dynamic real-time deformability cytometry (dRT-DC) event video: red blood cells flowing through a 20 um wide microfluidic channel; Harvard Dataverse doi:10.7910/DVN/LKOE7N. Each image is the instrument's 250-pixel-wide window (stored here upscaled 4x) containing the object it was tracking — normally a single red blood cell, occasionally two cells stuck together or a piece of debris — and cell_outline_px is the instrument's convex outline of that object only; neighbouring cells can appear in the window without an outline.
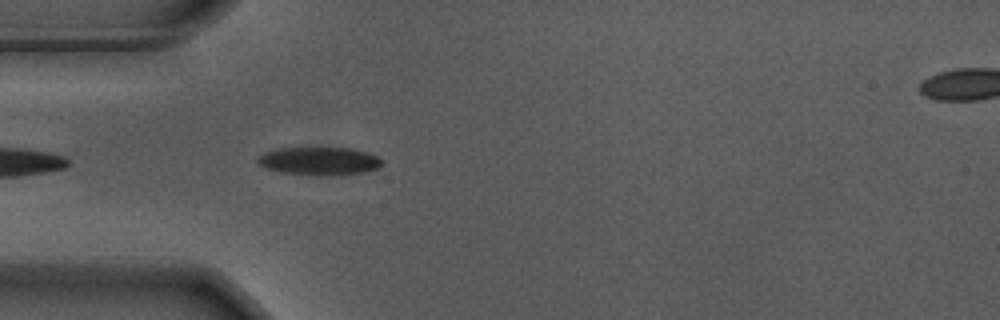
{"species": "Egyptian fruit bat (a non-hibernating species)", "species_latin": "Rousettus aegyptiacus", "temperature_condition": "warm", "stored_images_in_passage": 42, "camera_frame_rate_fps": 3000, "um_per_image_px": 0.085, "animal": {"sex": "male"}, "frame": {"image": 1, "passage_image": 3, "time_ms": 0.667, "image_size_px": [1000, 320], "cell_outline_px": [[384, 164], [380, 168], [364, 172], [336, 176], [316, 176], [280, 172], [264, 168], [256, 160], [256, 156], [264, 152], [276, 148], [352, 148], [376, 156], [384, 160]], "centroid_in_image_um": [27.13, 13.71], "position_along_channel_um": 57.9, "area_um2": 20.81}}
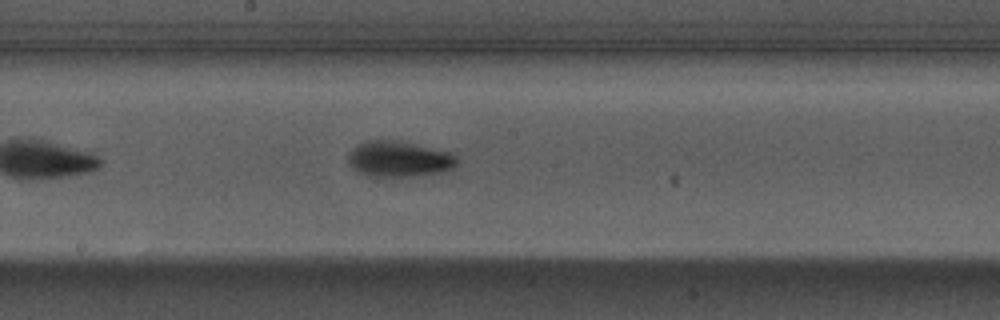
{"frame": {"image": 2, "passage_image": 16, "time_ms": 5.0, "image_size_px": [1000, 320], "cell_outline_px": [[456, 164], [452, 168], [444, 172], [412, 176], [368, 176], [352, 168], [348, 160], [348, 152], [352, 148], [368, 140], [400, 140], [452, 152], [456, 156]], "centroid_in_image_um": [33.92, 13.5], "position_along_channel_um": 214.3, "area_um2": 22.77}}
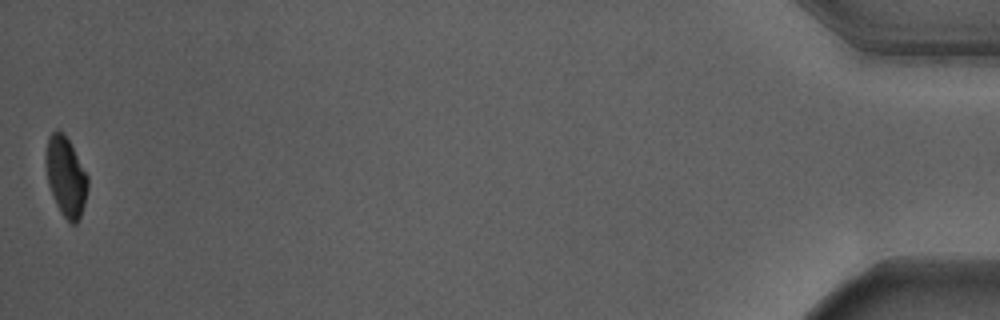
{"frame": {"image": 3, "passage_image": 42, "time_ms": 13.667, "image_size_px": [1000, 320], "cell_outline_px": [[88, 188], [84, 204], [80, 216], [76, 224], [72, 224], [60, 212], [56, 204], [48, 184], [44, 160], [48, 136], [52, 132], [60, 132], [68, 140], [88, 176]], "centroid_in_image_um": [5.58, 15.03], "position_along_channel_um": 429.6, "area_um2": 19.19}, "authors_computed_cell_mechanics": {"area_um2": 21.1548, "velocity_mm_per_s": 3.6794, "shape_relaxation_time_tau1_ms": 2.3786, "shape_relaxation_time_tau2_ms": null, "deformation_change_tau1": 0.1378, "deformation_change_tau2": null}}